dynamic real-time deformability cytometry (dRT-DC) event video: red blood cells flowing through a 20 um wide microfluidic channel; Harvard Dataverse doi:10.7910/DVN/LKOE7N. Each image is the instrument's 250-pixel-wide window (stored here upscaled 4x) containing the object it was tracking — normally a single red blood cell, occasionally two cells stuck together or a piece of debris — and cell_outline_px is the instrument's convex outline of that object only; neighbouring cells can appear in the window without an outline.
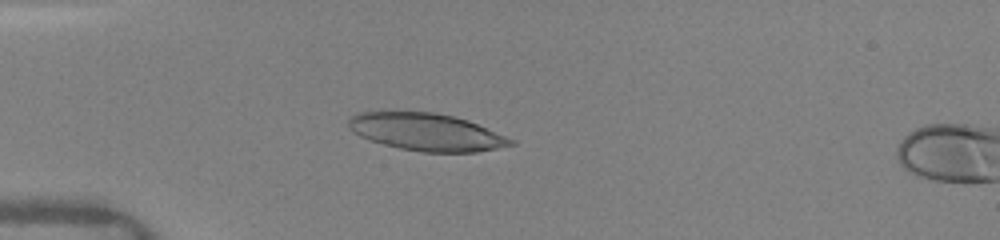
{"species": "human", "species_latin": "Homo sapiens", "temperature_condition": "warm", "stored_images_in_passage": 35, "camera_frame_rate_fps": 3000, "um_per_image_px": 0.085, "donor": {"sex": "female"}, "frame": {"image": 1, "passage_image": 31, "time_ms": 4.333, "image_size_px": [1000, 240], "cell_outline_px": [[516, 144], [476, 152], [420, 152], [400, 148], [384, 144], [360, 136], [352, 132], [348, 128], [348, 116], [356, 112], [432, 112], [452, 116], [468, 120], [516, 140]], "centroid_in_image_um": [36.23, 11.22], "position_along_channel_um": 48.8, "area_um2": 35.32}}